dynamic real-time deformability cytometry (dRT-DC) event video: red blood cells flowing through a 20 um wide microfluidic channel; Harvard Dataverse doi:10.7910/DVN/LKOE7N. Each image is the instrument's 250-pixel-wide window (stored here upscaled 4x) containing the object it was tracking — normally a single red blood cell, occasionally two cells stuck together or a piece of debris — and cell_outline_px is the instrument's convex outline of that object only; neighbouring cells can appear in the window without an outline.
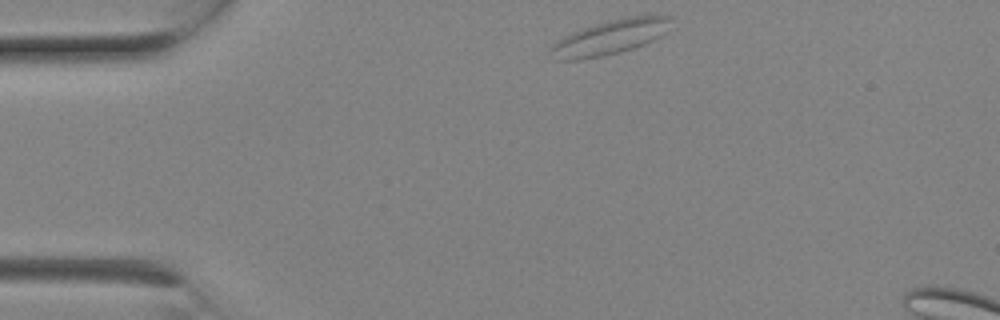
{"species": "Egyptian fruit bat (a non-hibernating species)", "species_latin": "Rousettus aegyptiacus", "temperature_condition": "room temperature", "stored_images_in_passage": 4, "camera_frame_rate_fps": 3000, "um_per_image_px": 0.085, "animal": {"sex": "female"}, "frame": {"image": 1, "passage_image": 1, "time_ms": 0.0, "image_size_px": [1000, 320], "cell_outline_px": [[676, 16], [668, 32], [644, 44], [620, 52], [604, 56], [580, 60], [556, 60], [552, 48], [552, 44], [564, 36], [580, 28], [628, 16]], "centroid_in_image_um": [51.93, 3.16], "position_along_channel_um": 33.1, "area_um2": 24.22}}